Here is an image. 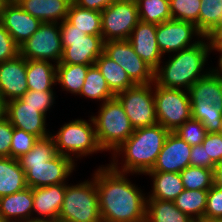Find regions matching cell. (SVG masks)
I'll use <instances>...</instances> for the list:
<instances>
[{
  "mask_svg": "<svg viewBox=\"0 0 222 222\" xmlns=\"http://www.w3.org/2000/svg\"><path fill=\"white\" fill-rule=\"evenodd\" d=\"M216 68L222 73V57L218 60V66Z\"/></svg>",
  "mask_w": 222,
  "mask_h": 222,
  "instance_id": "f5cc1de1",
  "label": "cell"
},
{
  "mask_svg": "<svg viewBox=\"0 0 222 222\" xmlns=\"http://www.w3.org/2000/svg\"><path fill=\"white\" fill-rule=\"evenodd\" d=\"M59 26L63 47L59 64L94 65L104 50L102 36L84 34L66 19Z\"/></svg>",
  "mask_w": 222,
  "mask_h": 222,
  "instance_id": "ba28073f",
  "label": "cell"
},
{
  "mask_svg": "<svg viewBox=\"0 0 222 222\" xmlns=\"http://www.w3.org/2000/svg\"><path fill=\"white\" fill-rule=\"evenodd\" d=\"M169 133L158 123L135 129L133 134L113 151L109 165L119 172L145 175L153 168ZM120 155L124 159L118 163L117 158Z\"/></svg>",
  "mask_w": 222,
  "mask_h": 222,
  "instance_id": "3957f363",
  "label": "cell"
},
{
  "mask_svg": "<svg viewBox=\"0 0 222 222\" xmlns=\"http://www.w3.org/2000/svg\"><path fill=\"white\" fill-rule=\"evenodd\" d=\"M27 60L20 54L0 63V95L7 102L21 98L27 91Z\"/></svg>",
  "mask_w": 222,
  "mask_h": 222,
  "instance_id": "ac0fdd59",
  "label": "cell"
},
{
  "mask_svg": "<svg viewBox=\"0 0 222 222\" xmlns=\"http://www.w3.org/2000/svg\"><path fill=\"white\" fill-rule=\"evenodd\" d=\"M140 21L161 24L172 19L169 0H137Z\"/></svg>",
  "mask_w": 222,
  "mask_h": 222,
  "instance_id": "d6a6232c",
  "label": "cell"
},
{
  "mask_svg": "<svg viewBox=\"0 0 222 222\" xmlns=\"http://www.w3.org/2000/svg\"><path fill=\"white\" fill-rule=\"evenodd\" d=\"M173 54H169V59L161 61V65L154 70V83L158 86L182 90L184 88L188 91L190 86L214 68H204L211 54L205 36L195 45Z\"/></svg>",
  "mask_w": 222,
  "mask_h": 222,
  "instance_id": "277c9868",
  "label": "cell"
},
{
  "mask_svg": "<svg viewBox=\"0 0 222 222\" xmlns=\"http://www.w3.org/2000/svg\"><path fill=\"white\" fill-rule=\"evenodd\" d=\"M153 180L152 190L147 199L174 201L184 190L180 173L175 172H147L145 174Z\"/></svg>",
  "mask_w": 222,
  "mask_h": 222,
  "instance_id": "d4e9b609",
  "label": "cell"
},
{
  "mask_svg": "<svg viewBox=\"0 0 222 222\" xmlns=\"http://www.w3.org/2000/svg\"><path fill=\"white\" fill-rule=\"evenodd\" d=\"M202 145L207 158H211L216 165L222 163V135L220 133H207Z\"/></svg>",
  "mask_w": 222,
  "mask_h": 222,
  "instance_id": "b9f144b4",
  "label": "cell"
},
{
  "mask_svg": "<svg viewBox=\"0 0 222 222\" xmlns=\"http://www.w3.org/2000/svg\"><path fill=\"white\" fill-rule=\"evenodd\" d=\"M27 85L32 91H53L57 85L56 64L50 61L27 60Z\"/></svg>",
  "mask_w": 222,
  "mask_h": 222,
  "instance_id": "cb8c5ba5",
  "label": "cell"
},
{
  "mask_svg": "<svg viewBox=\"0 0 222 222\" xmlns=\"http://www.w3.org/2000/svg\"><path fill=\"white\" fill-rule=\"evenodd\" d=\"M174 133H176L191 147L202 144L205 136L207 135V131L202 122L193 119L192 117L181 125Z\"/></svg>",
  "mask_w": 222,
  "mask_h": 222,
  "instance_id": "8d00e7d4",
  "label": "cell"
},
{
  "mask_svg": "<svg viewBox=\"0 0 222 222\" xmlns=\"http://www.w3.org/2000/svg\"><path fill=\"white\" fill-rule=\"evenodd\" d=\"M19 54L26 60L59 64L63 56L59 23H42L39 29L19 46Z\"/></svg>",
  "mask_w": 222,
  "mask_h": 222,
  "instance_id": "7c38bea8",
  "label": "cell"
},
{
  "mask_svg": "<svg viewBox=\"0 0 222 222\" xmlns=\"http://www.w3.org/2000/svg\"><path fill=\"white\" fill-rule=\"evenodd\" d=\"M7 118L14 128L22 129L39 139L51 134L50 130L46 129V116L20 98L7 102Z\"/></svg>",
  "mask_w": 222,
  "mask_h": 222,
  "instance_id": "e0dca14e",
  "label": "cell"
},
{
  "mask_svg": "<svg viewBox=\"0 0 222 222\" xmlns=\"http://www.w3.org/2000/svg\"><path fill=\"white\" fill-rule=\"evenodd\" d=\"M7 117V101L0 95V121Z\"/></svg>",
  "mask_w": 222,
  "mask_h": 222,
  "instance_id": "681fc988",
  "label": "cell"
},
{
  "mask_svg": "<svg viewBox=\"0 0 222 222\" xmlns=\"http://www.w3.org/2000/svg\"><path fill=\"white\" fill-rule=\"evenodd\" d=\"M205 37L208 41L210 51L219 52V60L222 57V22L216 25Z\"/></svg>",
  "mask_w": 222,
  "mask_h": 222,
  "instance_id": "bcb514c9",
  "label": "cell"
},
{
  "mask_svg": "<svg viewBox=\"0 0 222 222\" xmlns=\"http://www.w3.org/2000/svg\"><path fill=\"white\" fill-rule=\"evenodd\" d=\"M156 29V24L139 21L128 38L135 53L154 70L164 58L157 43Z\"/></svg>",
  "mask_w": 222,
  "mask_h": 222,
  "instance_id": "44dd1931",
  "label": "cell"
},
{
  "mask_svg": "<svg viewBox=\"0 0 222 222\" xmlns=\"http://www.w3.org/2000/svg\"><path fill=\"white\" fill-rule=\"evenodd\" d=\"M58 154L68 156L77 161L80 157L103 152L100 147L92 117L88 122L84 119H74L60 127L56 134H50ZM75 158V159H74ZM77 158V160H76Z\"/></svg>",
  "mask_w": 222,
  "mask_h": 222,
  "instance_id": "52a82bcc",
  "label": "cell"
},
{
  "mask_svg": "<svg viewBox=\"0 0 222 222\" xmlns=\"http://www.w3.org/2000/svg\"><path fill=\"white\" fill-rule=\"evenodd\" d=\"M79 96L101 101V104H103L105 101L114 98L115 94L110 90L105 78L94 64L89 67Z\"/></svg>",
  "mask_w": 222,
  "mask_h": 222,
  "instance_id": "1f68e13d",
  "label": "cell"
},
{
  "mask_svg": "<svg viewBox=\"0 0 222 222\" xmlns=\"http://www.w3.org/2000/svg\"><path fill=\"white\" fill-rule=\"evenodd\" d=\"M67 185L68 182L32 188L33 218L58 222Z\"/></svg>",
  "mask_w": 222,
  "mask_h": 222,
  "instance_id": "ffe728a7",
  "label": "cell"
},
{
  "mask_svg": "<svg viewBox=\"0 0 222 222\" xmlns=\"http://www.w3.org/2000/svg\"><path fill=\"white\" fill-rule=\"evenodd\" d=\"M55 91H32L28 90L20 99L27 105L35 107L36 110L47 116V111L55 103Z\"/></svg>",
  "mask_w": 222,
  "mask_h": 222,
  "instance_id": "ab89813d",
  "label": "cell"
},
{
  "mask_svg": "<svg viewBox=\"0 0 222 222\" xmlns=\"http://www.w3.org/2000/svg\"><path fill=\"white\" fill-rule=\"evenodd\" d=\"M98 115H91L98 143L103 151H115L134 132L122 104L114 97L100 104Z\"/></svg>",
  "mask_w": 222,
  "mask_h": 222,
  "instance_id": "5b68a950",
  "label": "cell"
},
{
  "mask_svg": "<svg viewBox=\"0 0 222 222\" xmlns=\"http://www.w3.org/2000/svg\"><path fill=\"white\" fill-rule=\"evenodd\" d=\"M222 22V0H201L199 31L205 36Z\"/></svg>",
  "mask_w": 222,
  "mask_h": 222,
  "instance_id": "e575fe53",
  "label": "cell"
},
{
  "mask_svg": "<svg viewBox=\"0 0 222 222\" xmlns=\"http://www.w3.org/2000/svg\"><path fill=\"white\" fill-rule=\"evenodd\" d=\"M145 222H195L181 212L174 201L147 199Z\"/></svg>",
  "mask_w": 222,
  "mask_h": 222,
  "instance_id": "83f0119b",
  "label": "cell"
},
{
  "mask_svg": "<svg viewBox=\"0 0 222 222\" xmlns=\"http://www.w3.org/2000/svg\"><path fill=\"white\" fill-rule=\"evenodd\" d=\"M38 139L39 138L37 136H34L33 134L27 133L22 129L13 127L10 157L18 159L21 156L25 155L32 149Z\"/></svg>",
  "mask_w": 222,
  "mask_h": 222,
  "instance_id": "f35d334b",
  "label": "cell"
},
{
  "mask_svg": "<svg viewBox=\"0 0 222 222\" xmlns=\"http://www.w3.org/2000/svg\"><path fill=\"white\" fill-rule=\"evenodd\" d=\"M12 135L13 126L6 117L0 121V157H10Z\"/></svg>",
  "mask_w": 222,
  "mask_h": 222,
  "instance_id": "ee69618b",
  "label": "cell"
},
{
  "mask_svg": "<svg viewBox=\"0 0 222 222\" xmlns=\"http://www.w3.org/2000/svg\"><path fill=\"white\" fill-rule=\"evenodd\" d=\"M153 89L158 124L169 132H175L192 117L188 91L165 88L155 83Z\"/></svg>",
  "mask_w": 222,
  "mask_h": 222,
  "instance_id": "9c48e42d",
  "label": "cell"
},
{
  "mask_svg": "<svg viewBox=\"0 0 222 222\" xmlns=\"http://www.w3.org/2000/svg\"><path fill=\"white\" fill-rule=\"evenodd\" d=\"M102 222H145L147 196L133 184L128 173L116 171L109 164L95 169Z\"/></svg>",
  "mask_w": 222,
  "mask_h": 222,
  "instance_id": "6da1fadb",
  "label": "cell"
},
{
  "mask_svg": "<svg viewBox=\"0 0 222 222\" xmlns=\"http://www.w3.org/2000/svg\"><path fill=\"white\" fill-rule=\"evenodd\" d=\"M222 219V189L213 185L207 193L204 221Z\"/></svg>",
  "mask_w": 222,
  "mask_h": 222,
  "instance_id": "60d3db41",
  "label": "cell"
},
{
  "mask_svg": "<svg viewBox=\"0 0 222 222\" xmlns=\"http://www.w3.org/2000/svg\"><path fill=\"white\" fill-rule=\"evenodd\" d=\"M103 52L121 66L135 84L154 83V69L135 53L128 40L104 42Z\"/></svg>",
  "mask_w": 222,
  "mask_h": 222,
  "instance_id": "4fadbf2b",
  "label": "cell"
},
{
  "mask_svg": "<svg viewBox=\"0 0 222 222\" xmlns=\"http://www.w3.org/2000/svg\"><path fill=\"white\" fill-rule=\"evenodd\" d=\"M91 176L90 180L67 185L58 222H102L95 172Z\"/></svg>",
  "mask_w": 222,
  "mask_h": 222,
  "instance_id": "8992f818",
  "label": "cell"
},
{
  "mask_svg": "<svg viewBox=\"0 0 222 222\" xmlns=\"http://www.w3.org/2000/svg\"><path fill=\"white\" fill-rule=\"evenodd\" d=\"M172 19L191 22L199 30L201 0H169Z\"/></svg>",
  "mask_w": 222,
  "mask_h": 222,
  "instance_id": "d590c367",
  "label": "cell"
},
{
  "mask_svg": "<svg viewBox=\"0 0 222 222\" xmlns=\"http://www.w3.org/2000/svg\"><path fill=\"white\" fill-rule=\"evenodd\" d=\"M95 65L115 95L136 85L124 69L110 59L104 52L96 60Z\"/></svg>",
  "mask_w": 222,
  "mask_h": 222,
  "instance_id": "4316f807",
  "label": "cell"
},
{
  "mask_svg": "<svg viewBox=\"0 0 222 222\" xmlns=\"http://www.w3.org/2000/svg\"><path fill=\"white\" fill-rule=\"evenodd\" d=\"M0 216L3 222H21L33 218L32 188L0 197Z\"/></svg>",
  "mask_w": 222,
  "mask_h": 222,
  "instance_id": "7402d4cb",
  "label": "cell"
},
{
  "mask_svg": "<svg viewBox=\"0 0 222 222\" xmlns=\"http://www.w3.org/2000/svg\"><path fill=\"white\" fill-rule=\"evenodd\" d=\"M139 21L135 1H114L101 11L103 41L128 40Z\"/></svg>",
  "mask_w": 222,
  "mask_h": 222,
  "instance_id": "8fae6325",
  "label": "cell"
},
{
  "mask_svg": "<svg viewBox=\"0 0 222 222\" xmlns=\"http://www.w3.org/2000/svg\"><path fill=\"white\" fill-rule=\"evenodd\" d=\"M0 24L20 46L39 29L42 22L24 11L15 0H10L0 14Z\"/></svg>",
  "mask_w": 222,
  "mask_h": 222,
  "instance_id": "9a60e30c",
  "label": "cell"
},
{
  "mask_svg": "<svg viewBox=\"0 0 222 222\" xmlns=\"http://www.w3.org/2000/svg\"><path fill=\"white\" fill-rule=\"evenodd\" d=\"M214 185L222 189V163L215 165L213 169Z\"/></svg>",
  "mask_w": 222,
  "mask_h": 222,
  "instance_id": "c3c4849f",
  "label": "cell"
},
{
  "mask_svg": "<svg viewBox=\"0 0 222 222\" xmlns=\"http://www.w3.org/2000/svg\"><path fill=\"white\" fill-rule=\"evenodd\" d=\"M30 188L67 183L77 166L72 158L58 154L51 136L38 139L32 149L17 159Z\"/></svg>",
  "mask_w": 222,
  "mask_h": 222,
  "instance_id": "7a4b0ae2",
  "label": "cell"
},
{
  "mask_svg": "<svg viewBox=\"0 0 222 222\" xmlns=\"http://www.w3.org/2000/svg\"><path fill=\"white\" fill-rule=\"evenodd\" d=\"M91 65L85 64H57V85L60 84L63 91L79 95L84 85L86 74Z\"/></svg>",
  "mask_w": 222,
  "mask_h": 222,
  "instance_id": "f546056e",
  "label": "cell"
},
{
  "mask_svg": "<svg viewBox=\"0 0 222 222\" xmlns=\"http://www.w3.org/2000/svg\"><path fill=\"white\" fill-rule=\"evenodd\" d=\"M208 190L184 189L174 200L175 206L195 222H204Z\"/></svg>",
  "mask_w": 222,
  "mask_h": 222,
  "instance_id": "4dcf8cb0",
  "label": "cell"
},
{
  "mask_svg": "<svg viewBox=\"0 0 222 222\" xmlns=\"http://www.w3.org/2000/svg\"><path fill=\"white\" fill-rule=\"evenodd\" d=\"M10 0H0V14L4 10L5 5L9 2Z\"/></svg>",
  "mask_w": 222,
  "mask_h": 222,
  "instance_id": "816d5d0a",
  "label": "cell"
},
{
  "mask_svg": "<svg viewBox=\"0 0 222 222\" xmlns=\"http://www.w3.org/2000/svg\"><path fill=\"white\" fill-rule=\"evenodd\" d=\"M190 165L214 169L216 164L211 160V158H207L204 146L202 144H198L192 146L190 153Z\"/></svg>",
  "mask_w": 222,
  "mask_h": 222,
  "instance_id": "f6af8a7d",
  "label": "cell"
},
{
  "mask_svg": "<svg viewBox=\"0 0 222 222\" xmlns=\"http://www.w3.org/2000/svg\"><path fill=\"white\" fill-rule=\"evenodd\" d=\"M21 222H53V221H50V220H44V219H35V218H31V219L24 220V221H21Z\"/></svg>",
  "mask_w": 222,
  "mask_h": 222,
  "instance_id": "f907efd6",
  "label": "cell"
},
{
  "mask_svg": "<svg viewBox=\"0 0 222 222\" xmlns=\"http://www.w3.org/2000/svg\"><path fill=\"white\" fill-rule=\"evenodd\" d=\"M66 20L84 34L102 36L101 12L99 11L81 8L72 2Z\"/></svg>",
  "mask_w": 222,
  "mask_h": 222,
  "instance_id": "f1b7e54d",
  "label": "cell"
},
{
  "mask_svg": "<svg viewBox=\"0 0 222 222\" xmlns=\"http://www.w3.org/2000/svg\"><path fill=\"white\" fill-rule=\"evenodd\" d=\"M180 176L184 189L209 190L214 185L213 169L189 165Z\"/></svg>",
  "mask_w": 222,
  "mask_h": 222,
  "instance_id": "836d02e7",
  "label": "cell"
},
{
  "mask_svg": "<svg viewBox=\"0 0 222 222\" xmlns=\"http://www.w3.org/2000/svg\"><path fill=\"white\" fill-rule=\"evenodd\" d=\"M203 37L195 24L181 20L170 19L158 24L156 29V39L163 57L165 53L173 54L193 46Z\"/></svg>",
  "mask_w": 222,
  "mask_h": 222,
  "instance_id": "5bb4252c",
  "label": "cell"
},
{
  "mask_svg": "<svg viewBox=\"0 0 222 222\" xmlns=\"http://www.w3.org/2000/svg\"><path fill=\"white\" fill-rule=\"evenodd\" d=\"M191 149L192 147L176 133L170 132L153 168L148 172L180 173L190 165Z\"/></svg>",
  "mask_w": 222,
  "mask_h": 222,
  "instance_id": "2e32d148",
  "label": "cell"
},
{
  "mask_svg": "<svg viewBox=\"0 0 222 222\" xmlns=\"http://www.w3.org/2000/svg\"><path fill=\"white\" fill-rule=\"evenodd\" d=\"M152 86L153 83L136 84L115 95L122 104L134 130L158 123Z\"/></svg>",
  "mask_w": 222,
  "mask_h": 222,
  "instance_id": "30bf717a",
  "label": "cell"
},
{
  "mask_svg": "<svg viewBox=\"0 0 222 222\" xmlns=\"http://www.w3.org/2000/svg\"><path fill=\"white\" fill-rule=\"evenodd\" d=\"M19 6L42 23H61L67 19L73 0H15Z\"/></svg>",
  "mask_w": 222,
  "mask_h": 222,
  "instance_id": "603a6c76",
  "label": "cell"
},
{
  "mask_svg": "<svg viewBox=\"0 0 222 222\" xmlns=\"http://www.w3.org/2000/svg\"><path fill=\"white\" fill-rule=\"evenodd\" d=\"M218 133H220L222 135V122H221L220 129H219Z\"/></svg>",
  "mask_w": 222,
  "mask_h": 222,
  "instance_id": "11a10c76",
  "label": "cell"
},
{
  "mask_svg": "<svg viewBox=\"0 0 222 222\" xmlns=\"http://www.w3.org/2000/svg\"><path fill=\"white\" fill-rule=\"evenodd\" d=\"M204 222H222V219L221 220L204 221Z\"/></svg>",
  "mask_w": 222,
  "mask_h": 222,
  "instance_id": "db71d44e",
  "label": "cell"
},
{
  "mask_svg": "<svg viewBox=\"0 0 222 222\" xmlns=\"http://www.w3.org/2000/svg\"><path fill=\"white\" fill-rule=\"evenodd\" d=\"M117 0H73V2L81 8L103 11L111 3Z\"/></svg>",
  "mask_w": 222,
  "mask_h": 222,
  "instance_id": "7dc6e473",
  "label": "cell"
},
{
  "mask_svg": "<svg viewBox=\"0 0 222 222\" xmlns=\"http://www.w3.org/2000/svg\"><path fill=\"white\" fill-rule=\"evenodd\" d=\"M19 55V46L9 32L0 24V63Z\"/></svg>",
  "mask_w": 222,
  "mask_h": 222,
  "instance_id": "7bdbcfd3",
  "label": "cell"
},
{
  "mask_svg": "<svg viewBox=\"0 0 222 222\" xmlns=\"http://www.w3.org/2000/svg\"><path fill=\"white\" fill-rule=\"evenodd\" d=\"M191 107H211L222 111V73L215 67L188 89Z\"/></svg>",
  "mask_w": 222,
  "mask_h": 222,
  "instance_id": "d6986e66",
  "label": "cell"
},
{
  "mask_svg": "<svg viewBox=\"0 0 222 222\" xmlns=\"http://www.w3.org/2000/svg\"><path fill=\"white\" fill-rule=\"evenodd\" d=\"M25 171L17 159L0 157V197L27 188Z\"/></svg>",
  "mask_w": 222,
  "mask_h": 222,
  "instance_id": "484cf974",
  "label": "cell"
},
{
  "mask_svg": "<svg viewBox=\"0 0 222 222\" xmlns=\"http://www.w3.org/2000/svg\"><path fill=\"white\" fill-rule=\"evenodd\" d=\"M193 119L202 122L207 133L218 132L222 122V111H217L213 105L211 107H191Z\"/></svg>",
  "mask_w": 222,
  "mask_h": 222,
  "instance_id": "74e56055",
  "label": "cell"
}]
</instances>
